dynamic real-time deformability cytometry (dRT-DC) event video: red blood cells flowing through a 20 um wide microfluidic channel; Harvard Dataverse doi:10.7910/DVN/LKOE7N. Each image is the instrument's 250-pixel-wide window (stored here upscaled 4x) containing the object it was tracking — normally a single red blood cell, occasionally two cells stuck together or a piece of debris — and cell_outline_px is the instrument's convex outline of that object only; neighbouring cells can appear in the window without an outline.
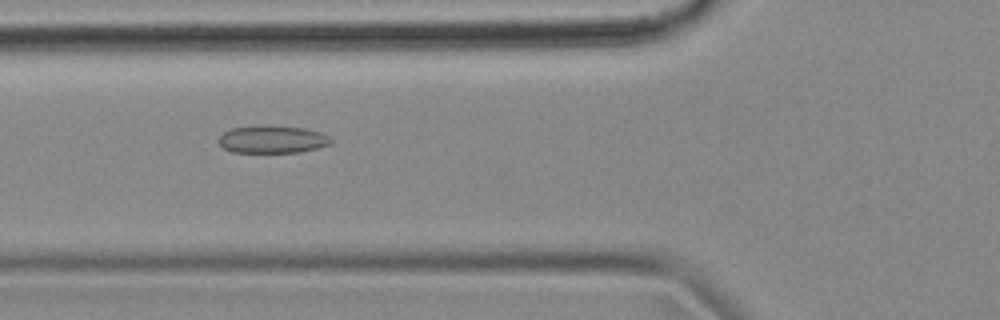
{"species": "common noctule bat (a hibernating species)", "species_latin": "Nyctalus noctula", "temperature_condition": "cold", "stored_images_in_passage": 40, "camera_frame_rate_fps": 3000, "um_per_image_px": 0.085, "animal": {"sex": "female", "body_mass_g": 18.4}, "frame": {"image": 1, "passage_image": 5, "time_ms": 1.333, "image_size_px": [1000, 320], "cell_outline_px": [[332, 144], [300, 152], [232, 152], [224, 148], [216, 140], [224, 132], [232, 128], [260, 124], [304, 128], [320, 132], [328, 136], [332, 140]], "centroid_in_image_um": [23.13, 11.83], "position_along_channel_um": 102.7, "area_um2": 18.21}}
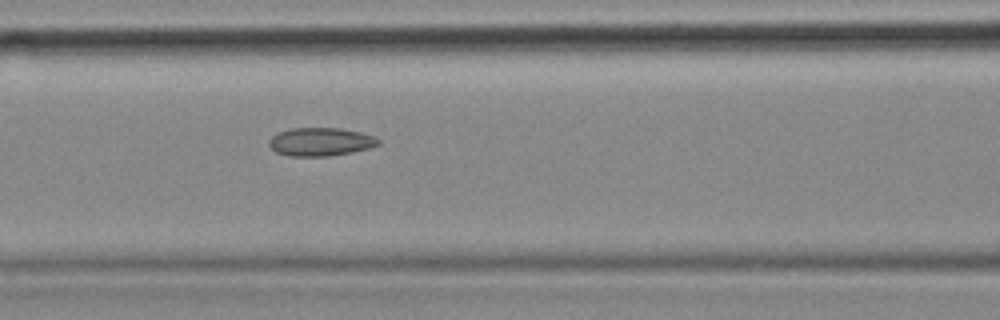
{"frame": {"image": 2, "passage_image": 8, "time_ms": 2.333, "image_size_px": [1000, 320], "cell_outline_px": [[380, 144], [372, 148], [352, 152], [328, 156], [288, 156], [276, 152], [268, 144], [268, 140], [272, 136], [280, 132], [292, 128], [340, 128], [360, 132], [376, 136], [380, 140]], "centroid_in_image_um": [27.28, 12.05], "position_along_channel_um": 139.3, "area_um2": 18.15}}
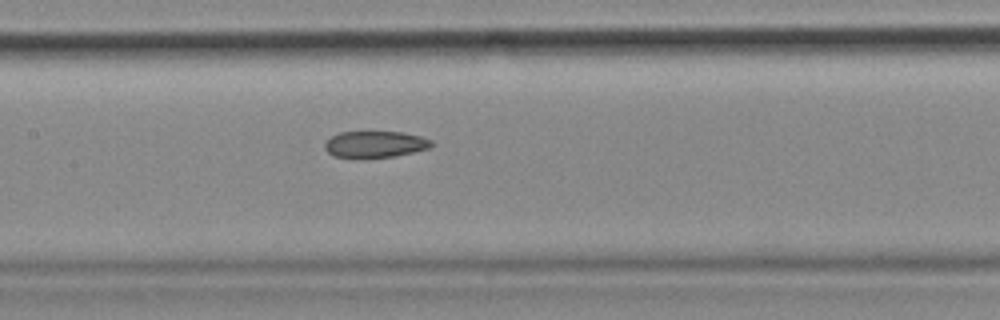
{"frame": {"image": 3, "passage_image": 11, "time_ms": 3.333, "image_size_px": [1000, 320], "cell_outline_px": [[432, 148], [396, 156], [364, 160], [356, 160], [332, 156], [324, 148], [324, 144], [332, 136], [340, 132], [404, 132], [420, 136], [432, 140]], "centroid_in_image_um": [31.87, 12.31], "position_along_channel_um": 175.5, "area_um2": 17.17}, "authors_computed_cell_mechanics": {"area_um2": 17.8024, "velocity_mm_per_s": 3.6302, "shape_relaxation_time_tau1_ms": null, "shape_relaxation_time_tau2_ms": 3.864, "deformation_change_tau1": null, "deformation_change_tau2": 0.0892}}